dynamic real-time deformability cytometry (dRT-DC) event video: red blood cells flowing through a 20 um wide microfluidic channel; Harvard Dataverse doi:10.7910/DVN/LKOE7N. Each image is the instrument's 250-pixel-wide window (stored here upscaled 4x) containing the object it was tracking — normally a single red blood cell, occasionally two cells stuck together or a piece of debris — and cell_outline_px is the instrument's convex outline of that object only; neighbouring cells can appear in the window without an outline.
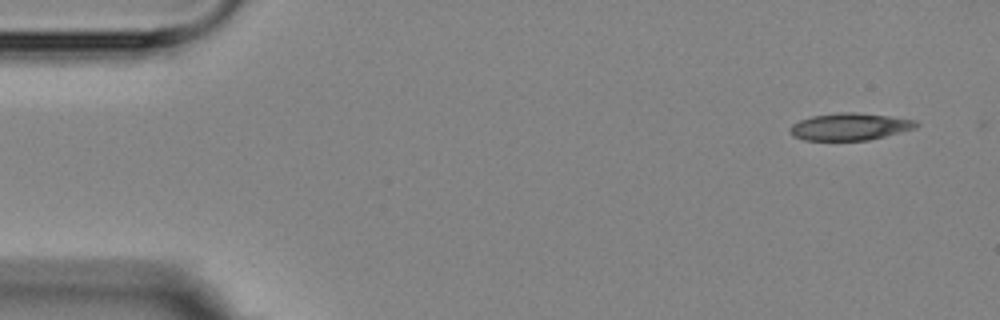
{"species": "Egyptian fruit bat (a non-hibernating species)", "species_latin": "Rousettus aegyptiacus", "temperature_condition": "room temperature", "stored_images_in_passage": 16, "camera_frame_rate_fps": 3000, "um_per_image_px": 0.085, "animal": {"sex": "female"}, "frame": {"image": 1, "passage_image": 1, "time_ms": 0.0, "image_size_px": [1000, 320], "cell_outline_px": [[920, 124], [916, 128], [868, 140], [804, 140], [792, 136], [788, 128], [792, 124], [800, 120], [812, 116], [840, 112], [852, 112], [888, 116], [916, 120]], "centroid_in_image_um": [72.21, 10.77], "position_along_channel_um": 12.8, "area_um2": 19.88}}
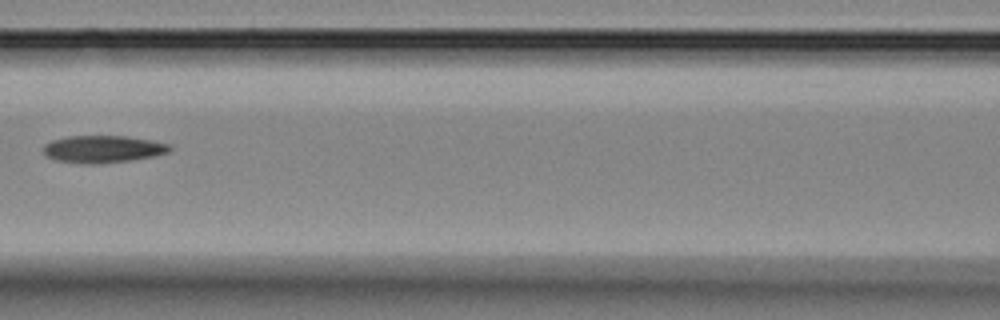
{"frame": {"image": 2, "passage_image": 7, "time_ms": 7.0, "image_size_px": [1000, 320], "cell_outline_px": [[172, 148], [168, 152], [152, 156], [128, 160], [100, 164], [84, 164], [56, 160], [48, 156], [44, 152], [44, 144], [52, 140], [68, 136], [124, 136], [152, 140], [168, 144]], "centroid_in_image_um": [8.73, 12.67], "position_along_channel_um": 157.9, "area_um2": 19.88}}
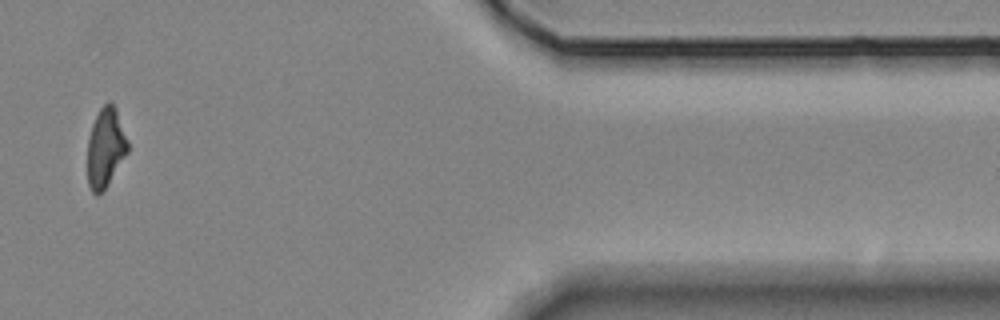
{"frame": {"image": 3, "passage_image": 14, "time_ms": 15.0, "image_size_px": [1000, 320], "cell_outline_px": [[128, 152], [104, 188], [96, 196], [92, 192], [88, 184], [88, 140], [92, 124], [100, 108], [108, 100], [116, 108], [128, 140]], "centroid_in_image_um": [8.97, 12.52], "position_along_channel_um": 402.4, "area_um2": 18.32}}